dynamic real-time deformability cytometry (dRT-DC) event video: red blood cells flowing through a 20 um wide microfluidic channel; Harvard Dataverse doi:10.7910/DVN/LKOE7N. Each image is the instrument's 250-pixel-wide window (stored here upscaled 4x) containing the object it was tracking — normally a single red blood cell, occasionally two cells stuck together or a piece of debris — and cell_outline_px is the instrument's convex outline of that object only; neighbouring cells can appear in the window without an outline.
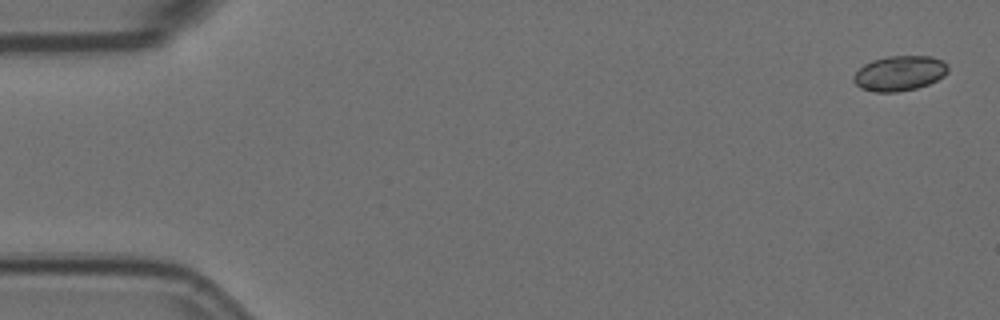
{"species": "Egyptian fruit bat (a non-hibernating species)", "species_latin": "Rousettus aegyptiacus", "temperature_condition": "room temperature", "stored_images_in_passage": 6, "segment_of_instrument_passage": [1, 2], "camera_frame_rate_fps": 3000, "um_per_image_px": 0.085, "animal": {"sex": "female"}, "frame": {"image": 1, "passage_image": 1, "time_ms": 0.0, "image_size_px": [1000, 320], "cell_outline_px": [[948, 72], [944, 76], [928, 84], [916, 88], [896, 92], [876, 92], [860, 88], [852, 80], [852, 76], [864, 64], [872, 60], [888, 56], [932, 56], [944, 60], [948, 64]], "centroid_in_image_um": [76.47, 6.22], "position_along_channel_um": 8.5, "area_um2": 19.42}}
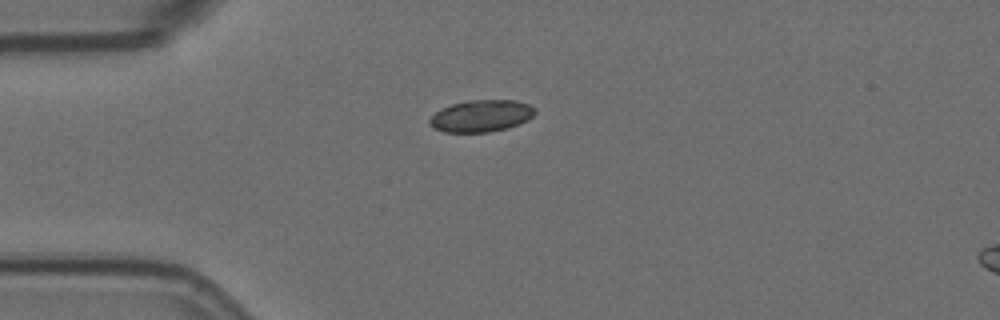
{"frame": {"image": 2, "passage_image": 5, "time_ms": 1.333, "image_size_px": [1000, 320], "cell_outline_px": [[536, 112], [528, 120], [508, 128], [488, 132], [444, 132], [432, 128], [428, 124], [428, 120], [436, 112], [452, 104], [468, 100], [516, 100], [528, 104], [536, 108]], "centroid_in_image_um": [40.91, 9.85], "position_along_channel_um": 44.1, "area_um2": 19.65}}